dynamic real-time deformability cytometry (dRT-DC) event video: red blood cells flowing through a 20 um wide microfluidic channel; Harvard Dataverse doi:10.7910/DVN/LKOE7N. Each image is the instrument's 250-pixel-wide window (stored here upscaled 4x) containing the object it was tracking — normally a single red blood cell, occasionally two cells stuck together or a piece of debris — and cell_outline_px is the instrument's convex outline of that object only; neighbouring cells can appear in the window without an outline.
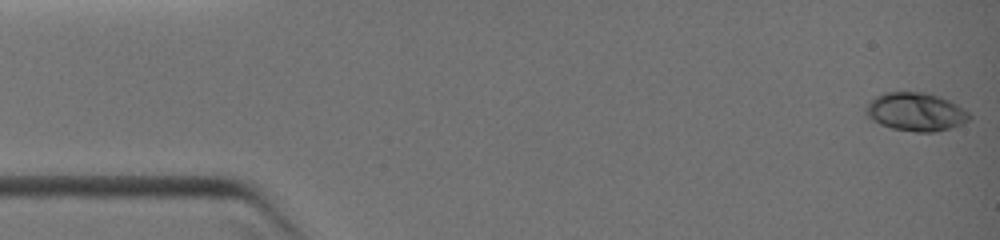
{"species": "common noctule bat (a hibernating species)", "species_latin": "Nyctalus noctula", "temperature_condition": "warm", "stored_images_in_passage": 39, "camera_frame_rate_fps": 3000, "um_per_image_px": 0.085, "animal": {"sex": "female", "body_mass_g": 19.0, "forearm_length_mm": 51.5}, "frame": {"image": 1, "passage_image": 1, "time_ms": 0.0, "image_size_px": [1000, 240], "cell_outline_px": [[972, 116], [968, 120], [960, 124], [948, 128], [932, 132], [916, 132], [892, 128], [880, 124], [868, 112], [868, 104], [876, 96], [884, 92], [920, 92], [936, 96], [948, 100], [968, 112]], "centroid_in_image_um": [77.87, 9.51], "position_along_channel_um": 7.1, "area_um2": 22.25}}
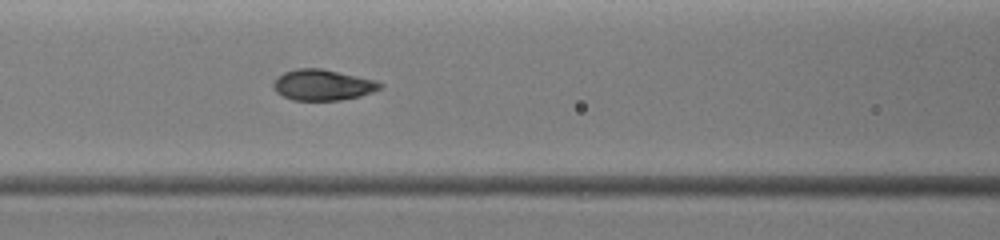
{"frame": {"image": 2, "passage_image": 23, "time_ms": 5.333, "image_size_px": [1000, 240], "cell_outline_px": [[384, 84], [380, 88], [372, 92], [360, 96], [340, 100], [292, 100], [276, 92], [272, 84], [284, 72], [296, 68], [320, 68], [376, 80]], "centroid_in_image_um": [27.44, 7.22], "position_along_channel_um": 139.2, "area_um2": 19.02}}
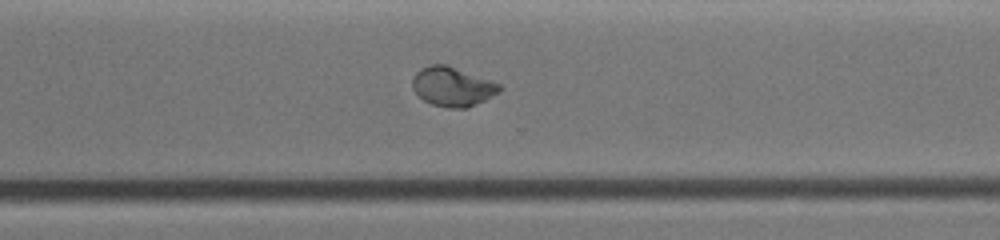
{"frame": {"image": 3, "passage_image": 39, "time_ms": 9.333, "image_size_px": [1000, 240], "cell_outline_px": [[504, 88], [500, 92], [468, 108], [448, 108], [432, 104], [424, 100], [412, 88], [412, 76], [420, 68], [432, 64], [444, 64], [500, 84]], "centroid_in_image_um": [38.45, 7.37], "position_along_channel_um": 332.2, "area_um2": 19.77}}